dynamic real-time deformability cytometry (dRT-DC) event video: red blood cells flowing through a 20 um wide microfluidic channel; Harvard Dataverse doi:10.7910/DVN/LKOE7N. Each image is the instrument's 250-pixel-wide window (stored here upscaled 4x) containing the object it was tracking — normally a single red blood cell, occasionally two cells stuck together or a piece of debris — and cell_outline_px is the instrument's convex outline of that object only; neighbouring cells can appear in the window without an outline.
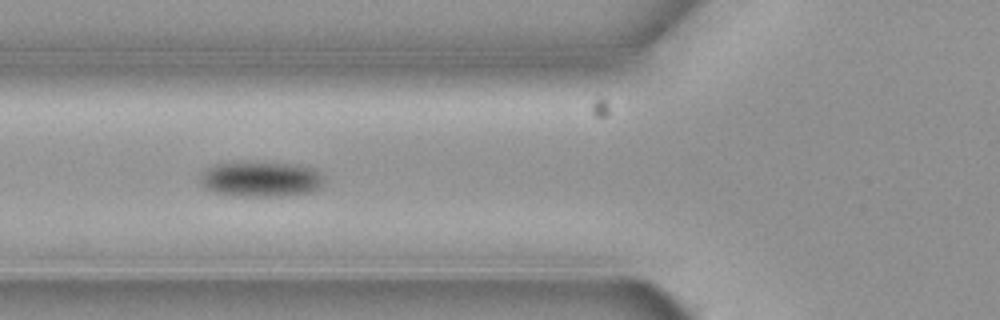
{"species": "common noctule bat (a hibernating species)", "species_latin": "Nyctalus noctula", "temperature_condition": "cold", "stored_images_in_passage": 12, "camera_frame_rate_fps": 3000, "um_per_image_px": 0.085, "animal": {"sex": "female", "body_mass_g": 19.3, "forearm_length_mm": 54.1}, "frame": {"image": 1, "passage_image": 3, "time_ms": 0.667, "image_size_px": [1000, 320], "cell_outline_px": [[324, 184], [320, 188], [312, 192], [288, 196], [232, 196], [212, 192], [204, 188], [196, 180], [200, 172], [216, 164], [288, 164], [312, 168], [320, 172], [324, 176]], "centroid_in_image_um": [22.14, 15.28], "position_along_channel_um": 103.7, "area_um2": 25.49}}
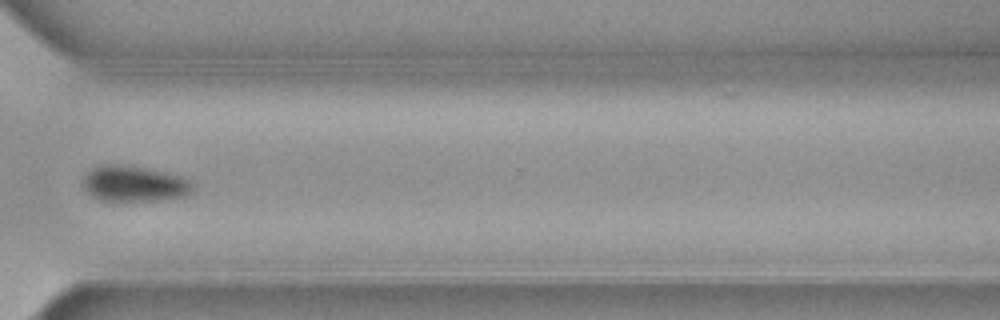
{"frame": {"image": 2, "passage_image": 9, "time_ms": 2.667, "image_size_px": [1000, 320], "cell_outline_px": [[192, 192], [184, 196], [160, 200], [100, 200], [92, 196], [84, 188], [84, 172], [100, 164], [120, 164], [148, 168], [168, 172], [180, 176], [188, 180], [192, 184]], "centroid_in_image_um": [11.38, 15.59], "position_along_channel_um": 359.2, "area_um2": 22.89}}
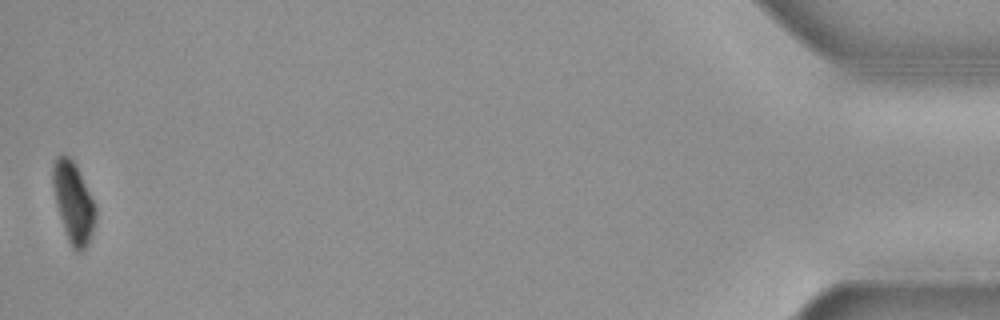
{"frame": {"image": 3, "passage_image": 12, "time_ms": 3.667, "image_size_px": [1000, 320], "cell_outline_px": [[96, 220], [88, 244], [80, 252], [76, 252], [72, 248], [68, 240], [56, 204], [52, 184], [52, 164], [56, 156], [68, 156], [72, 160], [96, 208]], "centroid_in_image_um": [6.21, 17.24], "position_along_channel_um": 429.0, "area_um2": 19.54}}